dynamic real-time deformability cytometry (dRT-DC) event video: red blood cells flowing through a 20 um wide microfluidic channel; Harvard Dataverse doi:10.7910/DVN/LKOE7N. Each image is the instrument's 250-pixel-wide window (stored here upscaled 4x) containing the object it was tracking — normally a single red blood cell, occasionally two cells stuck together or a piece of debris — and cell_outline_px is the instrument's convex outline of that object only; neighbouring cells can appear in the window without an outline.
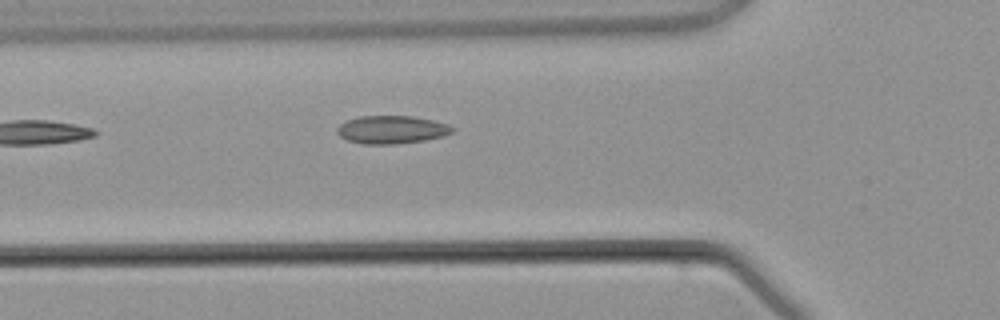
{"species": "common noctule bat (a hibernating species)", "species_latin": "Nyctalus noctula", "temperature_condition": "warm", "stored_images_in_passage": 2, "camera_frame_rate_fps": 3000, "um_per_image_px": 0.085, "animal": {"sex": "male", "body_mass_g": 21.5, "forearm_length_mm": 52.0}, "frame": {"image": 1, "passage_image": 2, "time_ms": 1.333, "image_size_px": [1000, 320], "cell_outline_px": [[456, 128], [452, 132], [444, 136], [424, 140], [396, 144], [360, 144], [348, 140], [340, 136], [336, 132], [336, 128], [344, 120], [360, 116], [412, 116], [432, 120], [448, 124]], "centroid_in_image_um": [33.27, 11.02], "position_along_channel_um": 92.5, "area_um2": 18.96}}